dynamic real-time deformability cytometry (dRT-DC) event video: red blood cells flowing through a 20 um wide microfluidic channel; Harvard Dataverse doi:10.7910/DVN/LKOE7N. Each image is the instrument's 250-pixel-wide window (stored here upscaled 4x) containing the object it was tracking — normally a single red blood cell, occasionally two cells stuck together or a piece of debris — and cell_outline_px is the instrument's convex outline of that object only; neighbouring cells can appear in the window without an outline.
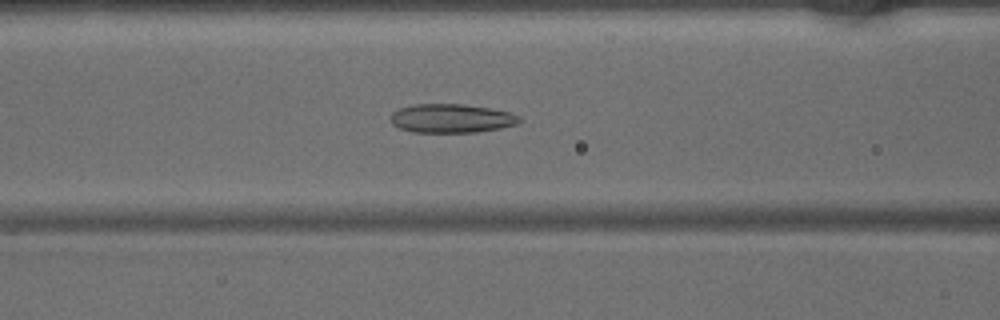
{"species": "common noctule bat (a hibernating species)", "species_latin": "Nyctalus noctula", "temperature_condition": "warm", "stored_images_in_passage": 45, "camera_frame_rate_fps": 3000, "um_per_image_px": 0.085, "animal": {"sex": "male", "body_mass_g": 15.6}, "frame": {"image": 1, "passage_image": 18, "time_ms": 5.667, "image_size_px": [1000, 320], "cell_outline_px": [[520, 120], [516, 124], [500, 128], [476, 132], [416, 132], [400, 128], [392, 124], [388, 120], [388, 116], [392, 112], [400, 108], [416, 104], [464, 104], [488, 108], [508, 112], [520, 116]], "centroid_in_image_um": [38.31, 10.06], "position_along_channel_um": 128.3, "area_um2": 21.56}}
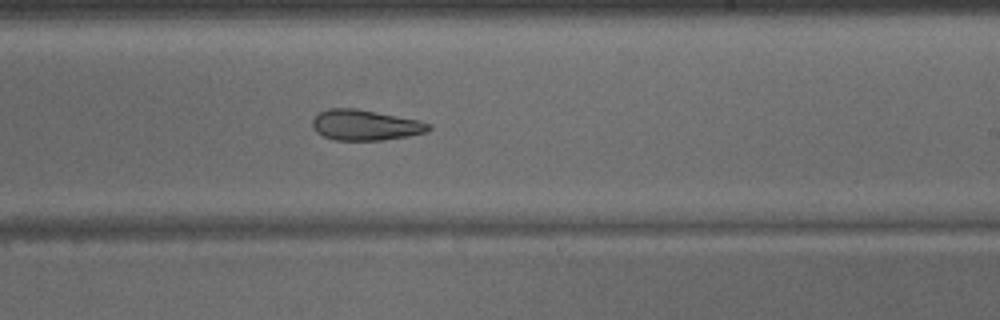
{"frame": {"image": 2, "passage_image": 27, "time_ms": 8.667, "image_size_px": [1000, 320], "cell_outline_px": [[432, 128], [428, 132], [408, 136], [384, 140], [336, 140], [324, 136], [316, 132], [312, 124], [312, 120], [320, 112], [328, 108], [356, 108], [420, 120], [432, 124]], "centroid_in_image_um": [31.09, 10.63], "position_along_channel_um": 257.9, "area_um2": 20.81}}
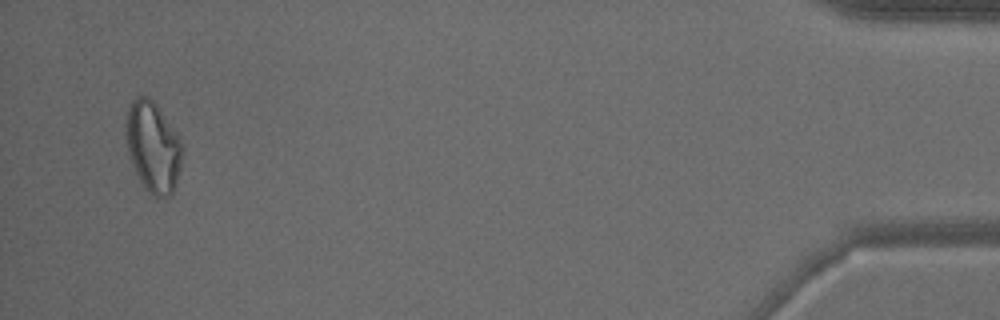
{"frame": {"image": 3, "passage_image": 44, "time_ms": 14.333, "image_size_px": [1000, 320], "cell_outline_px": [[184, 152], [180, 168], [172, 192], [168, 196], [156, 196], [148, 192], [144, 188], [136, 172], [128, 152], [124, 132], [124, 128], [128, 108], [132, 100], [140, 92], [148, 96], [156, 104], [180, 136], [184, 148]], "centroid_in_image_um": [13.0, 12.41], "position_along_channel_um": 422.2, "area_um2": 30.11}}